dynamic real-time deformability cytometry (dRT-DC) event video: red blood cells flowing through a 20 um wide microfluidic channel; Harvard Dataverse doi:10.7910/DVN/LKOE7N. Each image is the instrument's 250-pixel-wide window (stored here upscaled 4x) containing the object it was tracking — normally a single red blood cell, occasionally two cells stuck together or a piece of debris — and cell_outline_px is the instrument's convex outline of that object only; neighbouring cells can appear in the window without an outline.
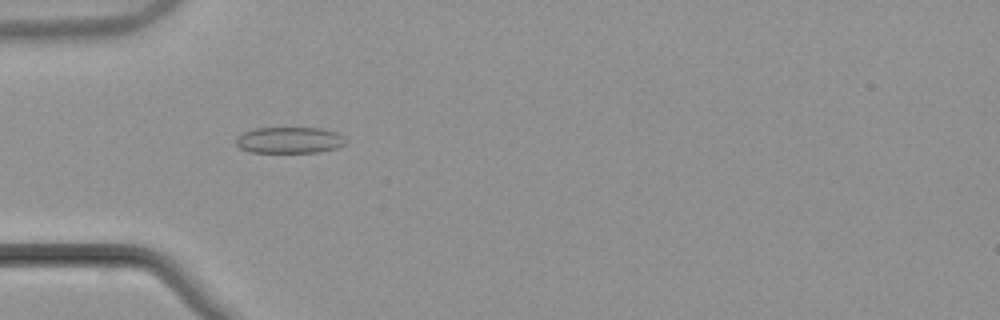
{"species": "common noctule bat (a hibernating species)", "species_latin": "Nyctalus noctula", "temperature_condition": "warm", "stored_images_in_passage": 53, "camera_frame_rate_fps": 3000, "um_per_image_px": 0.085, "animal": {"sex": "male", "body_mass_g": 21.5, "forearm_length_mm": 52.0}, "frame": {"image": 1, "passage_image": 17, "time_ms": 5.333, "image_size_px": [1000, 320], "cell_outline_px": [[348, 140], [344, 144], [336, 148], [316, 152], [248, 152], [240, 148], [236, 144], [236, 136], [244, 132], [256, 128], [320, 128], [336, 132], [344, 136]], "centroid_in_image_um": [24.6, 11.91], "position_along_channel_um": 60.4, "area_um2": 16.82}}
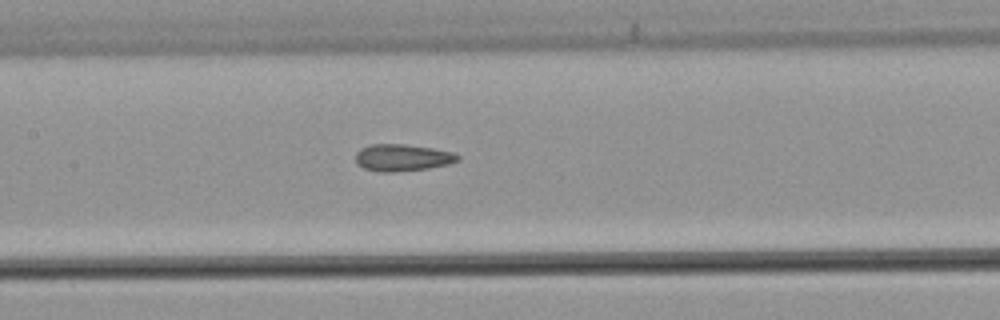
{"frame": {"image": 2, "passage_image": 26, "time_ms": 8.333, "image_size_px": [1000, 320], "cell_outline_px": [[460, 160], [448, 164], [428, 168], [392, 172], [380, 172], [364, 168], [356, 160], [356, 152], [360, 148], [372, 144], [404, 144], [432, 148], [452, 152], [460, 156]], "centroid_in_image_um": [34.21, 13.39], "position_along_channel_um": 173.2, "area_um2": 15.9}}
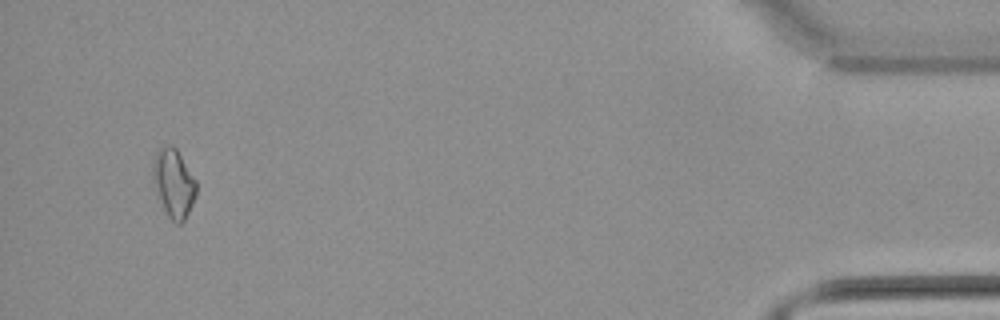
{"frame": {"image": 3, "passage_image": 51, "time_ms": 16.667, "image_size_px": [1000, 320], "cell_outline_px": [[196, 196], [184, 220], [180, 224], [176, 224], [168, 216], [156, 192], [152, 180], [152, 164], [156, 152], [160, 148], [168, 144], [172, 144], [176, 148], [196, 180]], "centroid_in_image_um": [14.75, 15.55], "position_along_channel_um": 420.5, "area_um2": 17.28}, "authors_computed_cell_mechanics": {"area_um2": 15.895, "velocity_mm_per_s": 3.8726, "shape_relaxation_time_tau1_ms": null, "shape_relaxation_time_tau2_ms": 3.0767, "deformation_change_tau1": null, "deformation_change_tau2": 0.108}}